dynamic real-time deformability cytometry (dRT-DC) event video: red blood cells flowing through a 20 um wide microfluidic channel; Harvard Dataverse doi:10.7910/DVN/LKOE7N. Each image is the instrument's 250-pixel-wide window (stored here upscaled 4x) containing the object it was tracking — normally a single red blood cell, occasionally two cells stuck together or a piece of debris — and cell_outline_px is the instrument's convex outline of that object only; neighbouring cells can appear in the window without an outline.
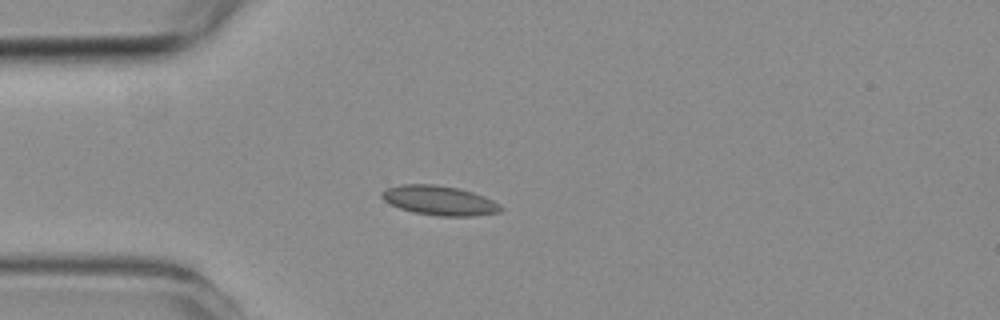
{"species": "common noctule bat (a hibernating species)", "species_latin": "Nyctalus noctula", "temperature_condition": "room temperature", "stored_images_in_passage": 1, "camera_frame_rate_fps": 3000, "um_per_image_px": 0.085, "animal": {"sex": "female", "body_mass_g": 19.3, "forearm_length_mm": 54.1}, "frame": {"image": 1, "passage_image": 1, "time_ms": 0.0, "image_size_px": [1000, 320], "cell_outline_px": [[504, 208], [500, 212], [472, 216], [440, 216], [412, 212], [388, 204], [380, 196], [380, 192], [388, 188], [400, 184], [436, 184], [456, 188], [472, 192], [484, 196], [500, 204]], "centroid_in_image_um": [37.32, 17.04], "position_along_channel_um": 47.7, "area_um2": 20.52}}